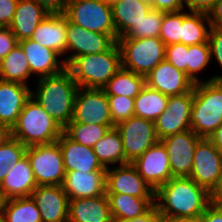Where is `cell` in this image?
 Returning a JSON list of instances; mask_svg holds the SVG:
<instances>
[{"label":"cell","mask_w":222,"mask_h":222,"mask_svg":"<svg viewBox=\"0 0 222 222\" xmlns=\"http://www.w3.org/2000/svg\"><path fill=\"white\" fill-rule=\"evenodd\" d=\"M154 205L164 219L198 217L212 203L210 193L189 177H173L155 191Z\"/></svg>","instance_id":"cell-1"},{"label":"cell","mask_w":222,"mask_h":222,"mask_svg":"<svg viewBox=\"0 0 222 222\" xmlns=\"http://www.w3.org/2000/svg\"><path fill=\"white\" fill-rule=\"evenodd\" d=\"M38 81L36 95L31 92V97L64 128L73 118L74 100L79 88L71 72L66 68Z\"/></svg>","instance_id":"cell-2"},{"label":"cell","mask_w":222,"mask_h":222,"mask_svg":"<svg viewBox=\"0 0 222 222\" xmlns=\"http://www.w3.org/2000/svg\"><path fill=\"white\" fill-rule=\"evenodd\" d=\"M62 133L63 128L32 97L11 129V136L26 147L57 142Z\"/></svg>","instance_id":"cell-3"},{"label":"cell","mask_w":222,"mask_h":222,"mask_svg":"<svg viewBox=\"0 0 222 222\" xmlns=\"http://www.w3.org/2000/svg\"><path fill=\"white\" fill-rule=\"evenodd\" d=\"M121 67V52L116 42L109 50L76 57L67 69L81 88L103 89Z\"/></svg>","instance_id":"cell-4"},{"label":"cell","mask_w":222,"mask_h":222,"mask_svg":"<svg viewBox=\"0 0 222 222\" xmlns=\"http://www.w3.org/2000/svg\"><path fill=\"white\" fill-rule=\"evenodd\" d=\"M222 124V83L197 82L193 88L190 114L191 130L200 138H209Z\"/></svg>","instance_id":"cell-5"},{"label":"cell","mask_w":222,"mask_h":222,"mask_svg":"<svg viewBox=\"0 0 222 222\" xmlns=\"http://www.w3.org/2000/svg\"><path fill=\"white\" fill-rule=\"evenodd\" d=\"M121 67L146 76L165 60V43L159 37L118 38Z\"/></svg>","instance_id":"cell-6"},{"label":"cell","mask_w":222,"mask_h":222,"mask_svg":"<svg viewBox=\"0 0 222 222\" xmlns=\"http://www.w3.org/2000/svg\"><path fill=\"white\" fill-rule=\"evenodd\" d=\"M67 19L89 31L118 36L113 24L112 8L103 0H71L63 13Z\"/></svg>","instance_id":"cell-7"},{"label":"cell","mask_w":222,"mask_h":222,"mask_svg":"<svg viewBox=\"0 0 222 222\" xmlns=\"http://www.w3.org/2000/svg\"><path fill=\"white\" fill-rule=\"evenodd\" d=\"M25 155L38 186L63 184L66 170L58 142L28 146Z\"/></svg>","instance_id":"cell-8"},{"label":"cell","mask_w":222,"mask_h":222,"mask_svg":"<svg viewBox=\"0 0 222 222\" xmlns=\"http://www.w3.org/2000/svg\"><path fill=\"white\" fill-rule=\"evenodd\" d=\"M115 127L122 138L125 164L132 163L159 141L155 124L148 119L133 116Z\"/></svg>","instance_id":"cell-9"},{"label":"cell","mask_w":222,"mask_h":222,"mask_svg":"<svg viewBox=\"0 0 222 222\" xmlns=\"http://www.w3.org/2000/svg\"><path fill=\"white\" fill-rule=\"evenodd\" d=\"M72 121L82 124L114 125L105 91L79 87L74 100Z\"/></svg>","instance_id":"cell-10"},{"label":"cell","mask_w":222,"mask_h":222,"mask_svg":"<svg viewBox=\"0 0 222 222\" xmlns=\"http://www.w3.org/2000/svg\"><path fill=\"white\" fill-rule=\"evenodd\" d=\"M221 169L222 153L208 138H201L195 147L189 178L211 193L218 183Z\"/></svg>","instance_id":"cell-11"},{"label":"cell","mask_w":222,"mask_h":222,"mask_svg":"<svg viewBox=\"0 0 222 222\" xmlns=\"http://www.w3.org/2000/svg\"><path fill=\"white\" fill-rule=\"evenodd\" d=\"M200 139L190 129L160 140L166 148L173 177H189L193 166L195 147Z\"/></svg>","instance_id":"cell-12"},{"label":"cell","mask_w":222,"mask_h":222,"mask_svg":"<svg viewBox=\"0 0 222 222\" xmlns=\"http://www.w3.org/2000/svg\"><path fill=\"white\" fill-rule=\"evenodd\" d=\"M192 105L193 90L181 95L169 96L167 109L154 121L159 140L191 129L190 114Z\"/></svg>","instance_id":"cell-13"},{"label":"cell","mask_w":222,"mask_h":222,"mask_svg":"<svg viewBox=\"0 0 222 222\" xmlns=\"http://www.w3.org/2000/svg\"><path fill=\"white\" fill-rule=\"evenodd\" d=\"M131 164L155 191L173 178L166 148L160 140Z\"/></svg>","instance_id":"cell-14"},{"label":"cell","mask_w":222,"mask_h":222,"mask_svg":"<svg viewBox=\"0 0 222 222\" xmlns=\"http://www.w3.org/2000/svg\"><path fill=\"white\" fill-rule=\"evenodd\" d=\"M67 51L74 53L63 59L68 66L80 55H92L109 50L116 41L107 34L89 31L67 19Z\"/></svg>","instance_id":"cell-15"},{"label":"cell","mask_w":222,"mask_h":222,"mask_svg":"<svg viewBox=\"0 0 222 222\" xmlns=\"http://www.w3.org/2000/svg\"><path fill=\"white\" fill-rule=\"evenodd\" d=\"M106 194H127L134 197H155V190L127 163L106 169Z\"/></svg>","instance_id":"cell-16"},{"label":"cell","mask_w":222,"mask_h":222,"mask_svg":"<svg viewBox=\"0 0 222 222\" xmlns=\"http://www.w3.org/2000/svg\"><path fill=\"white\" fill-rule=\"evenodd\" d=\"M145 83L167 96L181 95L193 90V80L183 71L164 60L145 76Z\"/></svg>","instance_id":"cell-17"},{"label":"cell","mask_w":222,"mask_h":222,"mask_svg":"<svg viewBox=\"0 0 222 222\" xmlns=\"http://www.w3.org/2000/svg\"><path fill=\"white\" fill-rule=\"evenodd\" d=\"M30 197L40 211L42 222H68L69 200L62 185H40Z\"/></svg>","instance_id":"cell-18"},{"label":"cell","mask_w":222,"mask_h":222,"mask_svg":"<svg viewBox=\"0 0 222 222\" xmlns=\"http://www.w3.org/2000/svg\"><path fill=\"white\" fill-rule=\"evenodd\" d=\"M68 200L101 196L106 193V171H66L62 184Z\"/></svg>","instance_id":"cell-19"},{"label":"cell","mask_w":222,"mask_h":222,"mask_svg":"<svg viewBox=\"0 0 222 222\" xmlns=\"http://www.w3.org/2000/svg\"><path fill=\"white\" fill-rule=\"evenodd\" d=\"M18 44L28 59L31 75L37 74L39 78L53 76L67 68L64 61L58 62L59 53L40 45L37 41L25 39Z\"/></svg>","instance_id":"cell-20"},{"label":"cell","mask_w":222,"mask_h":222,"mask_svg":"<svg viewBox=\"0 0 222 222\" xmlns=\"http://www.w3.org/2000/svg\"><path fill=\"white\" fill-rule=\"evenodd\" d=\"M27 85L0 79V124L10 130L15 125L26 101L31 97Z\"/></svg>","instance_id":"cell-21"},{"label":"cell","mask_w":222,"mask_h":222,"mask_svg":"<svg viewBox=\"0 0 222 222\" xmlns=\"http://www.w3.org/2000/svg\"><path fill=\"white\" fill-rule=\"evenodd\" d=\"M57 142L62 152L66 171L76 170L84 173L106 171L91 147L74 142L64 133L60 135Z\"/></svg>","instance_id":"cell-22"},{"label":"cell","mask_w":222,"mask_h":222,"mask_svg":"<svg viewBox=\"0 0 222 222\" xmlns=\"http://www.w3.org/2000/svg\"><path fill=\"white\" fill-rule=\"evenodd\" d=\"M37 186L30 162L25 155L17 164L10 166L0 184V193L3 200L30 197Z\"/></svg>","instance_id":"cell-23"},{"label":"cell","mask_w":222,"mask_h":222,"mask_svg":"<svg viewBox=\"0 0 222 222\" xmlns=\"http://www.w3.org/2000/svg\"><path fill=\"white\" fill-rule=\"evenodd\" d=\"M66 33L67 17L63 13H50L38 24L30 39L62 56L67 52Z\"/></svg>","instance_id":"cell-24"},{"label":"cell","mask_w":222,"mask_h":222,"mask_svg":"<svg viewBox=\"0 0 222 222\" xmlns=\"http://www.w3.org/2000/svg\"><path fill=\"white\" fill-rule=\"evenodd\" d=\"M68 222H114L106 193L69 200Z\"/></svg>","instance_id":"cell-25"},{"label":"cell","mask_w":222,"mask_h":222,"mask_svg":"<svg viewBox=\"0 0 222 222\" xmlns=\"http://www.w3.org/2000/svg\"><path fill=\"white\" fill-rule=\"evenodd\" d=\"M49 14L35 0H19L9 28L18 42L30 39L38 24Z\"/></svg>","instance_id":"cell-26"},{"label":"cell","mask_w":222,"mask_h":222,"mask_svg":"<svg viewBox=\"0 0 222 222\" xmlns=\"http://www.w3.org/2000/svg\"><path fill=\"white\" fill-rule=\"evenodd\" d=\"M111 8L113 24L120 38L145 18L151 10V4L141 0H119Z\"/></svg>","instance_id":"cell-27"},{"label":"cell","mask_w":222,"mask_h":222,"mask_svg":"<svg viewBox=\"0 0 222 222\" xmlns=\"http://www.w3.org/2000/svg\"><path fill=\"white\" fill-rule=\"evenodd\" d=\"M114 222L125 221L146 213L155 203V197H134L127 194H106Z\"/></svg>","instance_id":"cell-28"},{"label":"cell","mask_w":222,"mask_h":222,"mask_svg":"<svg viewBox=\"0 0 222 222\" xmlns=\"http://www.w3.org/2000/svg\"><path fill=\"white\" fill-rule=\"evenodd\" d=\"M134 99V116L154 122L167 109L169 96L145 85Z\"/></svg>","instance_id":"cell-29"},{"label":"cell","mask_w":222,"mask_h":222,"mask_svg":"<svg viewBox=\"0 0 222 222\" xmlns=\"http://www.w3.org/2000/svg\"><path fill=\"white\" fill-rule=\"evenodd\" d=\"M145 85L144 76L120 67L103 90L107 96L136 98Z\"/></svg>","instance_id":"cell-30"},{"label":"cell","mask_w":222,"mask_h":222,"mask_svg":"<svg viewBox=\"0 0 222 222\" xmlns=\"http://www.w3.org/2000/svg\"><path fill=\"white\" fill-rule=\"evenodd\" d=\"M0 219L3 222H42L40 211L31 197L4 200Z\"/></svg>","instance_id":"cell-31"},{"label":"cell","mask_w":222,"mask_h":222,"mask_svg":"<svg viewBox=\"0 0 222 222\" xmlns=\"http://www.w3.org/2000/svg\"><path fill=\"white\" fill-rule=\"evenodd\" d=\"M92 149L97 155L98 161L106 169L108 168L107 164L110 163H120L119 165L125 164L122 138L116 127L109 129Z\"/></svg>","instance_id":"cell-32"},{"label":"cell","mask_w":222,"mask_h":222,"mask_svg":"<svg viewBox=\"0 0 222 222\" xmlns=\"http://www.w3.org/2000/svg\"><path fill=\"white\" fill-rule=\"evenodd\" d=\"M30 75L28 59L18 44L0 61V79L27 85L26 81Z\"/></svg>","instance_id":"cell-33"},{"label":"cell","mask_w":222,"mask_h":222,"mask_svg":"<svg viewBox=\"0 0 222 222\" xmlns=\"http://www.w3.org/2000/svg\"><path fill=\"white\" fill-rule=\"evenodd\" d=\"M208 23V29L204 25ZM210 24L207 13L203 12H183V24L181 27V44L190 46L200 43H207Z\"/></svg>","instance_id":"cell-34"},{"label":"cell","mask_w":222,"mask_h":222,"mask_svg":"<svg viewBox=\"0 0 222 222\" xmlns=\"http://www.w3.org/2000/svg\"><path fill=\"white\" fill-rule=\"evenodd\" d=\"M115 125L82 124L72 120L63 128L71 140L84 146L93 147Z\"/></svg>","instance_id":"cell-35"},{"label":"cell","mask_w":222,"mask_h":222,"mask_svg":"<svg viewBox=\"0 0 222 222\" xmlns=\"http://www.w3.org/2000/svg\"><path fill=\"white\" fill-rule=\"evenodd\" d=\"M165 12L151 9L137 25H134L120 38H150L159 37Z\"/></svg>","instance_id":"cell-36"},{"label":"cell","mask_w":222,"mask_h":222,"mask_svg":"<svg viewBox=\"0 0 222 222\" xmlns=\"http://www.w3.org/2000/svg\"><path fill=\"white\" fill-rule=\"evenodd\" d=\"M26 146L12 136L0 146V184L7 175L10 166L17 164L26 152Z\"/></svg>","instance_id":"cell-37"},{"label":"cell","mask_w":222,"mask_h":222,"mask_svg":"<svg viewBox=\"0 0 222 222\" xmlns=\"http://www.w3.org/2000/svg\"><path fill=\"white\" fill-rule=\"evenodd\" d=\"M183 11L164 13L159 38L165 45L181 43Z\"/></svg>","instance_id":"cell-38"},{"label":"cell","mask_w":222,"mask_h":222,"mask_svg":"<svg viewBox=\"0 0 222 222\" xmlns=\"http://www.w3.org/2000/svg\"><path fill=\"white\" fill-rule=\"evenodd\" d=\"M210 60L211 54L208 42L188 46V76L194 83L199 82L196 73L202 71Z\"/></svg>","instance_id":"cell-39"},{"label":"cell","mask_w":222,"mask_h":222,"mask_svg":"<svg viewBox=\"0 0 222 222\" xmlns=\"http://www.w3.org/2000/svg\"><path fill=\"white\" fill-rule=\"evenodd\" d=\"M110 114L113 124L128 120L134 116V98L124 96H108Z\"/></svg>","instance_id":"cell-40"},{"label":"cell","mask_w":222,"mask_h":222,"mask_svg":"<svg viewBox=\"0 0 222 222\" xmlns=\"http://www.w3.org/2000/svg\"><path fill=\"white\" fill-rule=\"evenodd\" d=\"M165 60L171 63L176 69L188 75V46L178 43L166 45Z\"/></svg>","instance_id":"cell-41"},{"label":"cell","mask_w":222,"mask_h":222,"mask_svg":"<svg viewBox=\"0 0 222 222\" xmlns=\"http://www.w3.org/2000/svg\"><path fill=\"white\" fill-rule=\"evenodd\" d=\"M208 44L210 48V54L215 55L218 63L222 68V28L210 27ZM208 81H215L222 83V76H214Z\"/></svg>","instance_id":"cell-42"},{"label":"cell","mask_w":222,"mask_h":222,"mask_svg":"<svg viewBox=\"0 0 222 222\" xmlns=\"http://www.w3.org/2000/svg\"><path fill=\"white\" fill-rule=\"evenodd\" d=\"M18 40L9 27H0V61L16 46Z\"/></svg>","instance_id":"cell-43"},{"label":"cell","mask_w":222,"mask_h":222,"mask_svg":"<svg viewBox=\"0 0 222 222\" xmlns=\"http://www.w3.org/2000/svg\"><path fill=\"white\" fill-rule=\"evenodd\" d=\"M19 0H0V27H9Z\"/></svg>","instance_id":"cell-44"},{"label":"cell","mask_w":222,"mask_h":222,"mask_svg":"<svg viewBox=\"0 0 222 222\" xmlns=\"http://www.w3.org/2000/svg\"><path fill=\"white\" fill-rule=\"evenodd\" d=\"M151 9L161 12H178L183 10L182 0H152Z\"/></svg>","instance_id":"cell-45"},{"label":"cell","mask_w":222,"mask_h":222,"mask_svg":"<svg viewBox=\"0 0 222 222\" xmlns=\"http://www.w3.org/2000/svg\"><path fill=\"white\" fill-rule=\"evenodd\" d=\"M201 222H222V204L211 203L200 216Z\"/></svg>","instance_id":"cell-46"},{"label":"cell","mask_w":222,"mask_h":222,"mask_svg":"<svg viewBox=\"0 0 222 222\" xmlns=\"http://www.w3.org/2000/svg\"><path fill=\"white\" fill-rule=\"evenodd\" d=\"M216 0H182V5L187 4L191 12L208 13L214 6Z\"/></svg>","instance_id":"cell-47"},{"label":"cell","mask_w":222,"mask_h":222,"mask_svg":"<svg viewBox=\"0 0 222 222\" xmlns=\"http://www.w3.org/2000/svg\"><path fill=\"white\" fill-rule=\"evenodd\" d=\"M117 222H164V218L161 216L156 206L153 205L146 213L139 217Z\"/></svg>","instance_id":"cell-48"},{"label":"cell","mask_w":222,"mask_h":222,"mask_svg":"<svg viewBox=\"0 0 222 222\" xmlns=\"http://www.w3.org/2000/svg\"><path fill=\"white\" fill-rule=\"evenodd\" d=\"M49 13H64L67 0H35Z\"/></svg>","instance_id":"cell-49"},{"label":"cell","mask_w":222,"mask_h":222,"mask_svg":"<svg viewBox=\"0 0 222 222\" xmlns=\"http://www.w3.org/2000/svg\"><path fill=\"white\" fill-rule=\"evenodd\" d=\"M207 14L210 27L222 28V0H216L213 8Z\"/></svg>","instance_id":"cell-50"},{"label":"cell","mask_w":222,"mask_h":222,"mask_svg":"<svg viewBox=\"0 0 222 222\" xmlns=\"http://www.w3.org/2000/svg\"><path fill=\"white\" fill-rule=\"evenodd\" d=\"M212 203L222 204V169L219 180L213 191L210 193Z\"/></svg>","instance_id":"cell-51"},{"label":"cell","mask_w":222,"mask_h":222,"mask_svg":"<svg viewBox=\"0 0 222 222\" xmlns=\"http://www.w3.org/2000/svg\"><path fill=\"white\" fill-rule=\"evenodd\" d=\"M217 150L222 153V124L208 138Z\"/></svg>","instance_id":"cell-52"},{"label":"cell","mask_w":222,"mask_h":222,"mask_svg":"<svg viewBox=\"0 0 222 222\" xmlns=\"http://www.w3.org/2000/svg\"><path fill=\"white\" fill-rule=\"evenodd\" d=\"M11 137V130L0 124V146Z\"/></svg>","instance_id":"cell-53"},{"label":"cell","mask_w":222,"mask_h":222,"mask_svg":"<svg viewBox=\"0 0 222 222\" xmlns=\"http://www.w3.org/2000/svg\"><path fill=\"white\" fill-rule=\"evenodd\" d=\"M164 222H201L198 217H176L171 219H164Z\"/></svg>","instance_id":"cell-54"},{"label":"cell","mask_w":222,"mask_h":222,"mask_svg":"<svg viewBox=\"0 0 222 222\" xmlns=\"http://www.w3.org/2000/svg\"><path fill=\"white\" fill-rule=\"evenodd\" d=\"M105 3H107L108 5L112 6L113 4H115L117 1L119 0H103Z\"/></svg>","instance_id":"cell-55"},{"label":"cell","mask_w":222,"mask_h":222,"mask_svg":"<svg viewBox=\"0 0 222 222\" xmlns=\"http://www.w3.org/2000/svg\"><path fill=\"white\" fill-rule=\"evenodd\" d=\"M3 198L1 196V193H0V217H1V211H2V205H3Z\"/></svg>","instance_id":"cell-56"},{"label":"cell","mask_w":222,"mask_h":222,"mask_svg":"<svg viewBox=\"0 0 222 222\" xmlns=\"http://www.w3.org/2000/svg\"><path fill=\"white\" fill-rule=\"evenodd\" d=\"M141 1L147 2L149 4H151V2H152V0H141Z\"/></svg>","instance_id":"cell-57"}]
</instances>
